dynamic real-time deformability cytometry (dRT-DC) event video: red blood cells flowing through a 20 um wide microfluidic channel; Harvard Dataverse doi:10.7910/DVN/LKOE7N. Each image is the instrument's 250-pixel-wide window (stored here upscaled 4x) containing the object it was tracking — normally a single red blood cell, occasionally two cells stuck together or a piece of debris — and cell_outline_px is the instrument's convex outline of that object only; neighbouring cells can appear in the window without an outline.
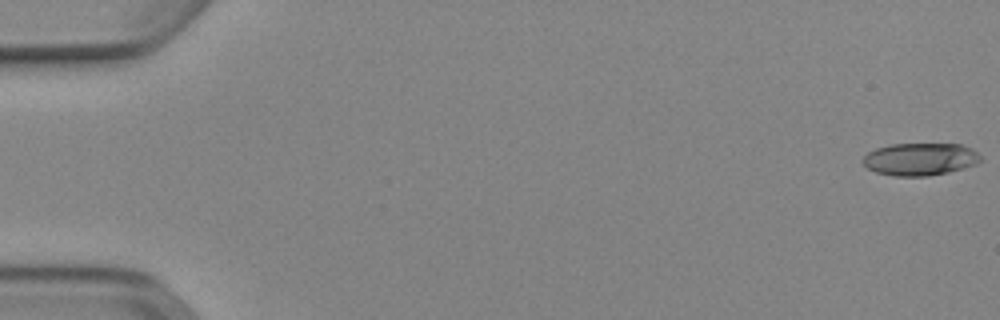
{"species": "Egyptian fruit bat (a non-hibernating species)", "species_latin": "Rousettus aegyptiacus", "temperature_condition": "cold", "stored_images_in_passage": 52, "camera_frame_rate_fps": 3000, "um_per_image_px": 0.085, "animal": {"sex": "female"}, "frame": {"image": 1, "passage_image": 1, "time_ms": 0.0, "image_size_px": [1000, 320], "cell_outline_px": [[980, 160], [976, 164], [948, 172], [928, 176], [892, 176], [876, 172], [868, 168], [860, 160], [868, 152], [876, 148], [892, 144], [960, 144], [972, 148], [980, 156]], "centroid_in_image_um": [78.18, 13.53], "position_along_channel_um": 6.8, "area_um2": 22.25}}
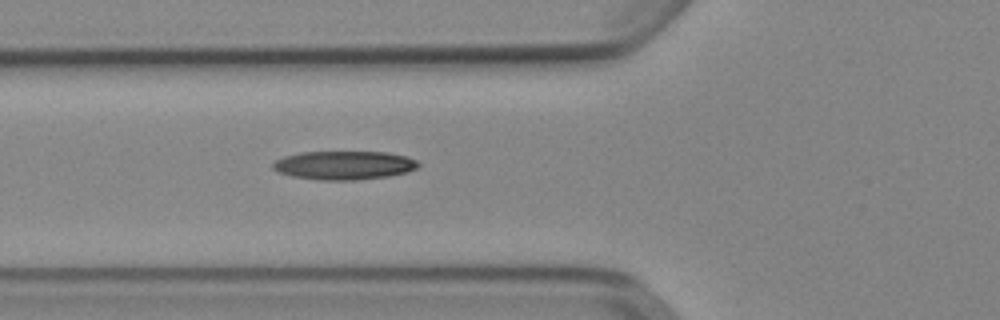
{"frame": {"image": 2, "passage_image": 20, "time_ms": 6.333, "image_size_px": [1000, 320], "cell_outline_px": [[420, 164], [416, 168], [408, 172], [388, 176], [356, 180], [320, 180], [292, 176], [280, 172], [272, 168], [272, 164], [276, 160], [284, 156], [300, 152], [388, 152], [408, 156], [416, 160]], "centroid_in_image_um": [29.27, 14.04], "position_along_channel_um": 96.5, "area_um2": 24.33}}
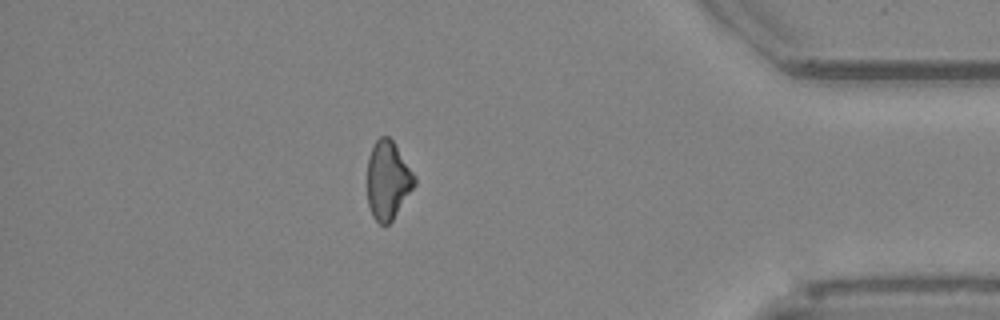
{"frame": {"image": 3, "passage_image": 46, "time_ms": 15.0, "image_size_px": [1000, 320], "cell_outline_px": [[416, 184], [392, 220], [388, 224], [380, 224], [372, 216], [368, 204], [368, 156], [376, 140], [380, 136], [388, 136], [392, 140], [416, 176]], "centroid_in_image_um": [32.97, 15.32], "position_along_channel_um": 402.2, "area_um2": 21.39}, "authors_computed_cell_mechanics": {"area_um2": 22.8599, "velocity_mm_per_s": 3.9346, "shape_relaxation_time_tau1_ms": 5.4309, "shape_relaxation_time_tau2_ms": null, "deformation_change_tau1": 0.1446, "deformation_change_tau2": null}}